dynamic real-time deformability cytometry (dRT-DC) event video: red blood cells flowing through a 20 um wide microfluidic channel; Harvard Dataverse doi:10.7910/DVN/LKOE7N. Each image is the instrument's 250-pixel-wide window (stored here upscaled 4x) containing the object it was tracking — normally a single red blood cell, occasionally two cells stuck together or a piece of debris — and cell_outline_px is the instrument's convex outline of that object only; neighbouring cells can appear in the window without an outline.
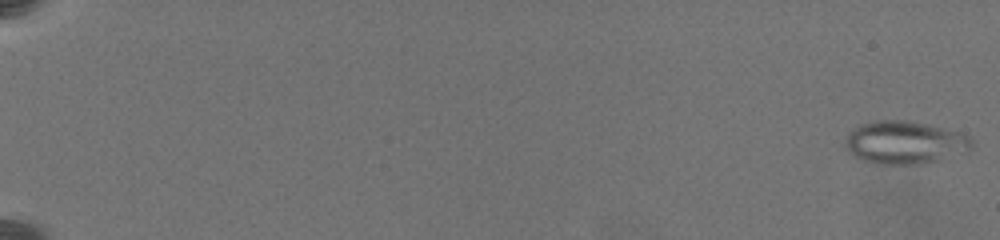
{"species": "common noctule bat (a hibernating species)", "species_latin": "Nyctalus noctula", "temperature_condition": "warm", "stored_images_in_passage": 25, "camera_frame_rate_fps": 3000, "um_per_image_px": 0.085, "animal": {"sex": "female", "body_mass_g": 19.5, "forearm_length_mm": 54.1}, "frame": {"image": 1, "passage_image": 1, "time_ms": 0.0, "image_size_px": [1000, 240], "cell_outline_px": [[972, 148], [968, 152], [940, 160], [920, 164], [872, 164], [860, 160], [852, 156], [848, 152], [844, 144], [844, 140], [848, 132], [860, 124], [876, 120], [908, 120], [928, 124], [960, 132], [972, 136]], "centroid_in_image_um": [76.89, 12.12], "position_along_channel_um": 8.1, "area_um2": 32.37}}
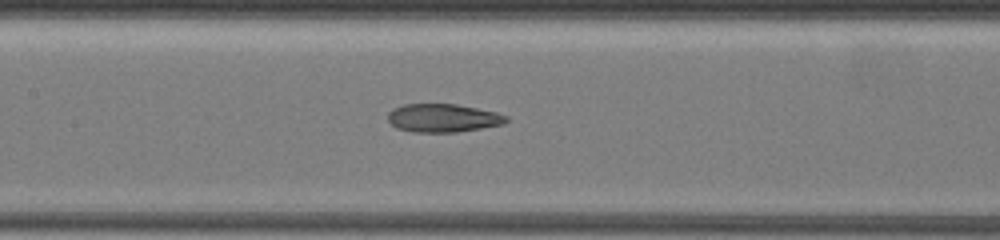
{"frame": {"image": 2, "passage_image": 25, "time_ms": 11.0, "image_size_px": [1000, 240], "cell_outline_px": [[508, 120], [504, 124], [456, 132], [412, 132], [396, 128], [388, 120], [388, 112], [392, 108], [404, 104], [456, 104], [496, 112], [508, 116]], "centroid_in_image_um": [37.63, 10.03], "position_along_channel_um": 169.8, "area_um2": 19.54}}